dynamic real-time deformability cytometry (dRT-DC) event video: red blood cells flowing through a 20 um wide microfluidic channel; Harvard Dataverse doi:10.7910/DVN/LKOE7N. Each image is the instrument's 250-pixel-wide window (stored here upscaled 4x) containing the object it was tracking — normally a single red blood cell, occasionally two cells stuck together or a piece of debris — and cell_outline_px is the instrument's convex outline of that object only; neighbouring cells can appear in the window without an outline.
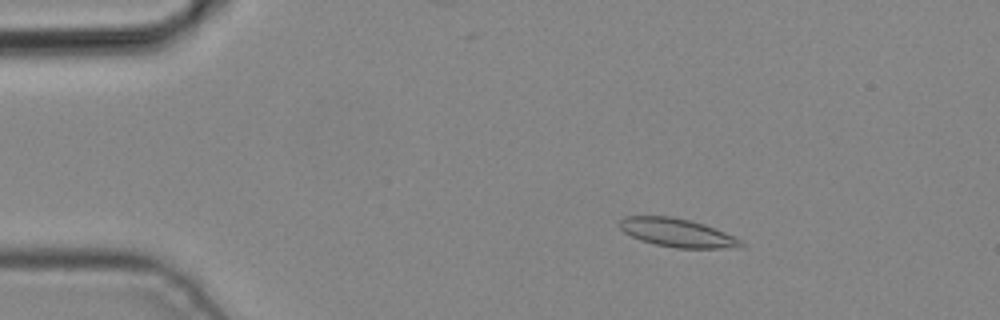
{"species": "common noctule bat (a hibernating species)", "species_latin": "Nyctalus noctula", "temperature_condition": "cold", "stored_images_in_passage": 5, "camera_frame_rate_fps": 3000, "um_per_image_px": 0.085, "animal": {"sex": "male", "body_mass_g": 19.2, "forearm_length_mm": 51.8}, "frame": {"image": 1, "passage_image": 2, "time_ms": 0.333, "image_size_px": [1000, 320], "cell_outline_px": [[744, 248], [676, 248], [656, 244], [640, 240], [624, 232], [620, 228], [620, 220], [624, 216], [672, 216], [704, 224], [724, 232], [740, 240], [744, 244]], "centroid_in_image_um": [57.57, 19.79], "position_along_channel_um": 27.4, "area_um2": 20.0}}
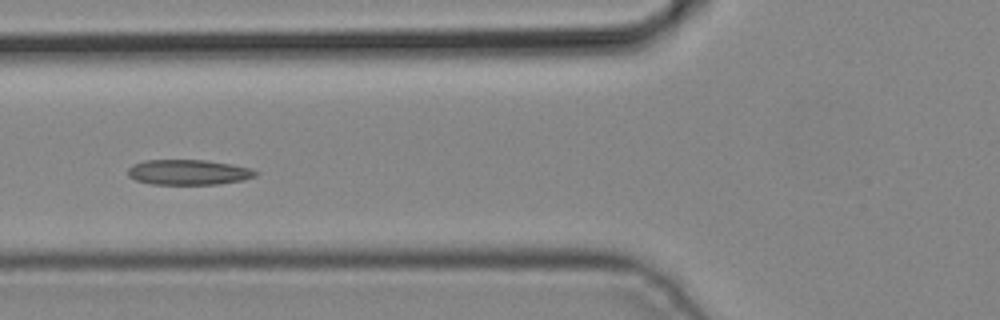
{"frame": {"image": 2, "passage_image": 5, "time_ms": 1.333, "image_size_px": [1000, 320], "cell_outline_px": [[260, 172], [256, 176], [244, 180], [220, 184], [152, 184], [136, 180], [128, 176], [128, 168], [132, 164], [144, 160], [208, 160], [232, 164], [252, 168]], "centroid_in_image_um": [16.06, 14.63], "position_along_channel_um": 109.7, "area_um2": 19.02}}